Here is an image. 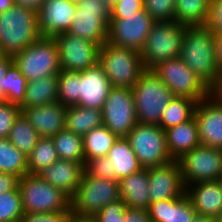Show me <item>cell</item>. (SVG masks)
Instances as JSON below:
<instances>
[{"label": "cell", "instance_id": "obj_55", "mask_svg": "<svg viewBox=\"0 0 222 222\" xmlns=\"http://www.w3.org/2000/svg\"><path fill=\"white\" fill-rule=\"evenodd\" d=\"M215 93L222 99V82L220 87L215 91Z\"/></svg>", "mask_w": 222, "mask_h": 222}, {"label": "cell", "instance_id": "obj_56", "mask_svg": "<svg viewBox=\"0 0 222 222\" xmlns=\"http://www.w3.org/2000/svg\"><path fill=\"white\" fill-rule=\"evenodd\" d=\"M215 222H222V213L215 218Z\"/></svg>", "mask_w": 222, "mask_h": 222}, {"label": "cell", "instance_id": "obj_6", "mask_svg": "<svg viewBox=\"0 0 222 222\" xmlns=\"http://www.w3.org/2000/svg\"><path fill=\"white\" fill-rule=\"evenodd\" d=\"M186 25L176 21H158L152 24L145 45L140 52L145 70L160 62L178 58Z\"/></svg>", "mask_w": 222, "mask_h": 222}, {"label": "cell", "instance_id": "obj_20", "mask_svg": "<svg viewBox=\"0 0 222 222\" xmlns=\"http://www.w3.org/2000/svg\"><path fill=\"white\" fill-rule=\"evenodd\" d=\"M66 108L56 101L42 106L21 110L28 122L42 138H53L65 129Z\"/></svg>", "mask_w": 222, "mask_h": 222}, {"label": "cell", "instance_id": "obj_25", "mask_svg": "<svg viewBox=\"0 0 222 222\" xmlns=\"http://www.w3.org/2000/svg\"><path fill=\"white\" fill-rule=\"evenodd\" d=\"M148 169L124 177L119 180V195L128 208L148 209L149 199Z\"/></svg>", "mask_w": 222, "mask_h": 222}, {"label": "cell", "instance_id": "obj_24", "mask_svg": "<svg viewBox=\"0 0 222 222\" xmlns=\"http://www.w3.org/2000/svg\"><path fill=\"white\" fill-rule=\"evenodd\" d=\"M167 149L172 160L177 161L185 153L201 145L195 117L165 130Z\"/></svg>", "mask_w": 222, "mask_h": 222}, {"label": "cell", "instance_id": "obj_36", "mask_svg": "<svg viewBox=\"0 0 222 222\" xmlns=\"http://www.w3.org/2000/svg\"><path fill=\"white\" fill-rule=\"evenodd\" d=\"M80 72L61 70L58 74V102L63 106H76L79 101Z\"/></svg>", "mask_w": 222, "mask_h": 222}, {"label": "cell", "instance_id": "obj_17", "mask_svg": "<svg viewBox=\"0 0 222 222\" xmlns=\"http://www.w3.org/2000/svg\"><path fill=\"white\" fill-rule=\"evenodd\" d=\"M150 202L178 198L185 194L181 168L178 161L148 169Z\"/></svg>", "mask_w": 222, "mask_h": 222}, {"label": "cell", "instance_id": "obj_50", "mask_svg": "<svg viewBox=\"0 0 222 222\" xmlns=\"http://www.w3.org/2000/svg\"><path fill=\"white\" fill-rule=\"evenodd\" d=\"M217 65L222 72V31L215 34Z\"/></svg>", "mask_w": 222, "mask_h": 222}, {"label": "cell", "instance_id": "obj_14", "mask_svg": "<svg viewBox=\"0 0 222 222\" xmlns=\"http://www.w3.org/2000/svg\"><path fill=\"white\" fill-rule=\"evenodd\" d=\"M154 22L145 10L124 15V19H110L107 42L141 52Z\"/></svg>", "mask_w": 222, "mask_h": 222}, {"label": "cell", "instance_id": "obj_23", "mask_svg": "<svg viewBox=\"0 0 222 222\" xmlns=\"http://www.w3.org/2000/svg\"><path fill=\"white\" fill-rule=\"evenodd\" d=\"M147 210L150 222H192L197 214L186 193L178 198L152 202Z\"/></svg>", "mask_w": 222, "mask_h": 222}, {"label": "cell", "instance_id": "obj_41", "mask_svg": "<svg viewBox=\"0 0 222 222\" xmlns=\"http://www.w3.org/2000/svg\"><path fill=\"white\" fill-rule=\"evenodd\" d=\"M125 202L120 198L97 212L91 219L94 222H120L125 219Z\"/></svg>", "mask_w": 222, "mask_h": 222}, {"label": "cell", "instance_id": "obj_18", "mask_svg": "<svg viewBox=\"0 0 222 222\" xmlns=\"http://www.w3.org/2000/svg\"><path fill=\"white\" fill-rule=\"evenodd\" d=\"M77 12V4L70 0H45L37 12L41 36L55 37L68 32Z\"/></svg>", "mask_w": 222, "mask_h": 222}, {"label": "cell", "instance_id": "obj_3", "mask_svg": "<svg viewBox=\"0 0 222 222\" xmlns=\"http://www.w3.org/2000/svg\"><path fill=\"white\" fill-rule=\"evenodd\" d=\"M138 123L159 125L163 112L174 97L152 70H145L132 88Z\"/></svg>", "mask_w": 222, "mask_h": 222}, {"label": "cell", "instance_id": "obj_39", "mask_svg": "<svg viewBox=\"0 0 222 222\" xmlns=\"http://www.w3.org/2000/svg\"><path fill=\"white\" fill-rule=\"evenodd\" d=\"M144 10L155 22L175 21L176 0H143Z\"/></svg>", "mask_w": 222, "mask_h": 222}, {"label": "cell", "instance_id": "obj_44", "mask_svg": "<svg viewBox=\"0 0 222 222\" xmlns=\"http://www.w3.org/2000/svg\"><path fill=\"white\" fill-rule=\"evenodd\" d=\"M144 10L143 0H118L110 12V19H124V15H131Z\"/></svg>", "mask_w": 222, "mask_h": 222}, {"label": "cell", "instance_id": "obj_15", "mask_svg": "<svg viewBox=\"0 0 222 222\" xmlns=\"http://www.w3.org/2000/svg\"><path fill=\"white\" fill-rule=\"evenodd\" d=\"M54 39L59 50L61 70L81 72L98 63V44L69 32L58 34Z\"/></svg>", "mask_w": 222, "mask_h": 222}, {"label": "cell", "instance_id": "obj_16", "mask_svg": "<svg viewBox=\"0 0 222 222\" xmlns=\"http://www.w3.org/2000/svg\"><path fill=\"white\" fill-rule=\"evenodd\" d=\"M194 117L201 145L222 149V99L212 92L197 102Z\"/></svg>", "mask_w": 222, "mask_h": 222}, {"label": "cell", "instance_id": "obj_10", "mask_svg": "<svg viewBox=\"0 0 222 222\" xmlns=\"http://www.w3.org/2000/svg\"><path fill=\"white\" fill-rule=\"evenodd\" d=\"M151 70L174 96L187 97L199 102L212 93L180 57L160 62Z\"/></svg>", "mask_w": 222, "mask_h": 222}, {"label": "cell", "instance_id": "obj_49", "mask_svg": "<svg viewBox=\"0 0 222 222\" xmlns=\"http://www.w3.org/2000/svg\"><path fill=\"white\" fill-rule=\"evenodd\" d=\"M13 4L19 5L25 9L32 10L37 13L44 4L45 0H12Z\"/></svg>", "mask_w": 222, "mask_h": 222}, {"label": "cell", "instance_id": "obj_54", "mask_svg": "<svg viewBox=\"0 0 222 222\" xmlns=\"http://www.w3.org/2000/svg\"><path fill=\"white\" fill-rule=\"evenodd\" d=\"M70 222H94V221L91 218H77L73 216Z\"/></svg>", "mask_w": 222, "mask_h": 222}, {"label": "cell", "instance_id": "obj_1", "mask_svg": "<svg viewBox=\"0 0 222 222\" xmlns=\"http://www.w3.org/2000/svg\"><path fill=\"white\" fill-rule=\"evenodd\" d=\"M179 57L212 92L220 87L222 72L217 65L215 34L208 27L186 26Z\"/></svg>", "mask_w": 222, "mask_h": 222}, {"label": "cell", "instance_id": "obj_51", "mask_svg": "<svg viewBox=\"0 0 222 222\" xmlns=\"http://www.w3.org/2000/svg\"><path fill=\"white\" fill-rule=\"evenodd\" d=\"M192 222H215V218L211 216L196 214Z\"/></svg>", "mask_w": 222, "mask_h": 222}, {"label": "cell", "instance_id": "obj_29", "mask_svg": "<svg viewBox=\"0 0 222 222\" xmlns=\"http://www.w3.org/2000/svg\"><path fill=\"white\" fill-rule=\"evenodd\" d=\"M84 164L88 160L107 156L118 137L106 126L94 128L83 137Z\"/></svg>", "mask_w": 222, "mask_h": 222}, {"label": "cell", "instance_id": "obj_30", "mask_svg": "<svg viewBox=\"0 0 222 222\" xmlns=\"http://www.w3.org/2000/svg\"><path fill=\"white\" fill-rule=\"evenodd\" d=\"M196 105L197 101L195 99L174 96L163 112L159 127L165 131L170 127L190 120L194 116Z\"/></svg>", "mask_w": 222, "mask_h": 222}, {"label": "cell", "instance_id": "obj_13", "mask_svg": "<svg viewBox=\"0 0 222 222\" xmlns=\"http://www.w3.org/2000/svg\"><path fill=\"white\" fill-rule=\"evenodd\" d=\"M177 161L185 187L196 182L218 180L222 173V149L199 145Z\"/></svg>", "mask_w": 222, "mask_h": 222}, {"label": "cell", "instance_id": "obj_4", "mask_svg": "<svg viewBox=\"0 0 222 222\" xmlns=\"http://www.w3.org/2000/svg\"><path fill=\"white\" fill-rule=\"evenodd\" d=\"M98 63L111 87L133 88L145 71L140 52L105 42L99 48Z\"/></svg>", "mask_w": 222, "mask_h": 222}, {"label": "cell", "instance_id": "obj_34", "mask_svg": "<svg viewBox=\"0 0 222 222\" xmlns=\"http://www.w3.org/2000/svg\"><path fill=\"white\" fill-rule=\"evenodd\" d=\"M59 159L52 138L40 137L27 156L28 173L39 174Z\"/></svg>", "mask_w": 222, "mask_h": 222}, {"label": "cell", "instance_id": "obj_8", "mask_svg": "<svg viewBox=\"0 0 222 222\" xmlns=\"http://www.w3.org/2000/svg\"><path fill=\"white\" fill-rule=\"evenodd\" d=\"M13 60L28 82L58 75L61 71L59 50L54 37L41 36L33 44L16 53Z\"/></svg>", "mask_w": 222, "mask_h": 222}, {"label": "cell", "instance_id": "obj_11", "mask_svg": "<svg viewBox=\"0 0 222 222\" xmlns=\"http://www.w3.org/2000/svg\"><path fill=\"white\" fill-rule=\"evenodd\" d=\"M109 21L110 11L101 0H83L68 32L101 47L107 42Z\"/></svg>", "mask_w": 222, "mask_h": 222}, {"label": "cell", "instance_id": "obj_12", "mask_svg": "<svg viewBox=\"0 0 222 222\" xmlns=\"http://www.w3.org/2000/svg\"><path fill=\"white\" fill-rule=\"evenodd\" d=\"M103 125L118 138L127 137L138 123L131 88L112 87L102 108Z\"/></svg>", "mask_w": 222, "mask_h": 222}, {"label": "cell", "instance_id": "obj_7", "mask_svg": "<svg viewBox=\"0 0 222 222\" xmlns=\"http://www.w3.org/2000/svg\"><path fill=\"white\" fill-rule=\"evenodd\" d=\"M18 188L24 214L71 211L70 198L38 174L27 173L19 178Z\"/></svg>", "mask_w": 222, "mask_h": 222}, {"label": "cell", "instance_id": "obj_53", "mask_svg": "<svg viewBox=\"0 0 222 222\" xmlns=\"http://www.w3.org/2000/svg\"><path fill=\"white\" fill-rule=\"evenodd\" d=\"M118 0H101L103 5L109 10L110 12L114 9L116 2Z\"/></svg>", "mask_w": 222, "mask_h": 222}, {"label": "cell", "instance_id": "obj_31", "mask_svg": "<svg viewBox=\"0 0 222 222\" xmlns=\"http://www.w3.org/2000/svg\"><path fill=\"white\" fill-rule=\"evenodd\" d=\"M210 0H176L175 21L186 25H205Z\"/></svg>", "mask_w": 222, "mask_h": 222}, {"label": "cell", "instance_id": "obj_52", "mask_svg": "<svg viewBox=\"0 0 222 222\" xmlns=\"http://www.w3.org/2000/svg\"><path fill=\"white\" fill-rule=\"evenodd\" d=\"M13 5L12 0H0V13L9 10Z\"/></svg>", "mask_w": 222, "mask_h": 222}, {"label": "cell", "instance_id": "obj_48", "mask_svg": "<svg viewBox=\"0 0 222 222\" xmlns=\"http://www.w3.org/2000/svg\"><path fill=\"white\" fill-rule=\"evenodd\" d=\"M19 177L14 174L0 172V194L14 191L18 188Z\"/></svg>", "mask_w": 222, "mask_h": 222}, {"label": "cell", "instance_id": "obj_27", "mask_svg": "<svg viewBox=\"0 0 222 222\" xmlns=\"http://www.w3.org/2000/svg\"><path fill=\"white\" fill-rule=\"evenodd\" d=\"M58 101V75L46 76L27 83L21 110Z\"/></svg>", "mask_w": 222, "mask_h": 222}, {"label": "cell", "instance_id": "obj_38", "mask_svg": "<svg viewBox=\"0 0 222 222\" xmlns=\"http://www.w3.org/2000/svg\"><path fill=\"white\" fill-rule=\"evenodd\" d=\"M23 215L19 188L0 194V222L21 221Z\"/></svg>", "mask_w": 222, "mask_h": 222}, {"label": "cell", "instance_id": "obj_9", "mask_svg": "<svg viewBox=\"0 0 222 222\" xmlns=\"http://www.w3.org/2000/svg\"><path fill=\"white\" fill-rule=\"evenodd\" d=\"M126 138L144 169L173 161L167 149L165 131L159 125L137 123Z\"/></svg>", "mask_w": 222, "mask_h": 222}, {"label": "cell", "instance_id": "obj_47", "mask_svg": "<svg viewBox=\"0 0 222 222\" xmlns=\"http://www.w3.org/2000/svg\"><path fill=\"white\" fill-rule=\"evenodd\" d=\"M120 222H150L147 209L125 208V219Z\"/></svg>", "mask_w": 222, "mask_h": 222}, {"label": "cell", "instance_id": "obj_46", "mask_svg": "<svg viewBox=\"0 0 222 222\" xmlns=\"http://www.w3.org/2000/svg\"><path fill=\"white\" fill-rule=\"evenodd\" d=\"M14 63L13 57L0 53V103L7 102L5 94L6 72Z\"/></svg>", "mask_w": 222, "mask_h": 222}, {"label": "cell", "instance_id": "obj_45", "mask_svg": "<svg viewBox=\"0 0 222 222\" xmlns=\"http://www.w3.org/2000/svg\"><path fill=\"white\" fill-rule=\"evenodd\" d=\"M205 26L214 34L222 31V0H210Z\"/></svg>", "mask_w": 222, "mask_h": 222}, {"label": "cell", "instance_id": "obj_40", "mask_svg": "<svg viewBox=\"0 0 222 222\" xmlns=\"http://www.w3.org/2000/svg\"><path fill=\"white\" fill-rule=\"evenodd\" d=\"M20 113L19 105L8 101L0 103V139L8 138L12 126Z\"/></svg>", "mask_w": 222, "mask_h": 222}, {"label": "cell", "instance_id": "obj_5", "mask_svg": "<svg viewBox=\"0 0 222 222\" xmlns=\"http://www.w3.org/2000/svg\"><path fill=\"white\" fill-rule=\"evenodd\" d=\"M120 199L119 180L90 177L85 172L80 185L70 198L74 217L92 218L111 202Z\"/></svg>", "mask_w": 222, "mask_h": 222}, {"label": "cell", "instance_id": "obj_21", "mask_svg": "<svg viewBox=\"0 0 222 222\" xmlns=\"http://www.w3.org/2000/svg\"><path fill=\"white\" fill-rule=\"evenodd\" d=\"M185 193L197 214L216 218L222 213V188L218 180L187 185Z\"/></svg>", "mask_w": 222, "mask_h": 222}, {"label": "cell", "instance_id": "obj_26", "mask_svg": "<svg viewBox=\"0 0 222 222\" xmlns=\"http://www.w3.org/2000/svg\"><path fill=\"white\" fill-rule=\"evenodd\" d=\"M111 171L120 180L143 169L126 137L118 138L108 151Z\"/></svg>", "mask_w": 222, "mask_h": 222}, {"label": "cell", "instance_id": "obj_37", "mask_svg": "<svg viewBox=\"0 0 222 222\" xmlns=\"http://www.w3.org/2000/svg\"><path fill=\"white\" fill-rule=\"evenodd\" d=\"M5 94L8 102L20 105L25 97L28 81L13 63L6 72Z\"/></svg>", "mask_w": 222, "mask_h": 222}, {"label": "cell", "instance_id": "obj_57", "mask_svg": "<svg viewBox=\"0 0 222 222\" xmlns=\"http://www.w3.org/2000/svg\"><path fill=\"white\" fill-rule=\"evenodd\" d=\"M70 1H72L73 3L79 4V3H81L83 0H70Z\"/></svg>", "mask_w": 222, "mask_h": 222}, {"label": "cell", "instance_id": "obj_58", "mask_svg": "<svg viewBox=\"0 0 222 222\" xmlns=\"http://www.w3.org/2000/svg\"><path fill=\"white\" fill-rule=\"evenodd\" d=\"M218 181H219V183L221 185V188H222V173L220 174V177H219Z\"/></svg>", "mask_w": 222, "mask_h": 222}, {"label": "cell", "instance_id": "obj_33", "mask_svg": "<svg viewBox=\"0 0 222 222\" xmlns=\"http://www.w3.org/2000/svg\"><path fill=\"white\" fill-rule=\"evenodd\" d=\"M59 159L75 161L84 164V150L82 136L74 134L66 128L53 138Z\"/></svg>", "mask_w": 222, "mask_h": 222}, {"label": "cell", "instance_id": "obj_28", "mask_svg": "<svg viewBox=\"0 0 222 222\" xmlns=\"http://www.w3.org/2000/svg\"><path fill=\"white\" fill-rule=\"evenodd\" d=\"M103 125L102 110L69 106L66 108L65 128L74 134L84 136L94 128Z\"/></svg>", "mask_w": 222, "mask_h": 222}, {"label": "cell", "instance_id": "obj_43", "mask_svg": "<svg viewBox=\"0 0 222 222\" xmlns=\"http://www.w3.org/2000/svg\"><path fill=\"white\" fill-rule=\"evenodd\" d=\"M73 216L72 211L26 213L22 216L20 222H70Z\"/></svg>", "mask_w": 222, "mask_h": 222}, {"label": "cell", "instance_id": "obj_19", "mask_svg": "<svg viewBox=\"0 0 222 222\" xmlns=\"http://www.w3.org/2000/svg\"><path fill=\"white\" fill-rule=\"evenodd\" d=\"M79 101L77 106L102 110L112 88L99 63L80 72Z\"/></svg>", "mask_w": 222, "mask_h": 222}, {"label": "cell", "instance_id": "obj_35", "mask_svg": "<svg viewBox=\"0 0 222 222\" xmlns=\"http://www.w3.org/2000/svg\"><path fill=\"white\" fill-rule=\"evenodd\" d=\"M0 172L22 178L28 173L27 157L7 138L0 139Z\"/></svg>", "mask_w": 222, "mask_h": 222}, {"label": "cell", "instance_id": "obj_2", "mask_svg": "<svg viewBox=\"0 0 222 222\" xmlns=\"http://www.w3.org/2000/svg\"><path fill=\"white\" fill-rule=\"evenodd\" d=\"M40 37L37 13L15 4L0 13V53L13 57Z\"/></svg>", "mask_w": 222, "mask_h": 222}, {"label": "cell", "instance_id": "obj_42", "mask_svg": "<svg viewBox=\"0 0 222 222\" xmlns=\"http://www.w3.org/2000/svg\"><path fill=\"white\" fill-rule=\"evenodd\" d=\"M84 172L90 177L115 180V173L111 171L110 159L107 156L86 161L84 164Z\"/></svg>", "mask_w": 222, "mask_h": 222}, {"label": "cell", "instance_id": "obj_22", "mask_svg": "<svg viewBox=\"0 0 222 222\" xmlns=\"http://www.w3.org/2000/svg\"><path fill=\"white\" fill-rule=\"evenodd\" d=\"M38 175L71 198L83 178L84 164L58 159Z\"/></svg>", "mask_w": 222, "mask_h": 222}, {"label": "cell", "instance_id": "obj_32", "mask_svg": "<svg viewBox=\"0 0 222 222\" xmlns=\"http://www.w3.org/2000/svg\"><path fill=\"white\" fill-rule=\"evenodd\" d=\"M40 136L26 117L20 113L8 135V140L26 157L37 144Z\"/></svg>", "mask_w": 222, "mask_h": 222}]
</instances>
